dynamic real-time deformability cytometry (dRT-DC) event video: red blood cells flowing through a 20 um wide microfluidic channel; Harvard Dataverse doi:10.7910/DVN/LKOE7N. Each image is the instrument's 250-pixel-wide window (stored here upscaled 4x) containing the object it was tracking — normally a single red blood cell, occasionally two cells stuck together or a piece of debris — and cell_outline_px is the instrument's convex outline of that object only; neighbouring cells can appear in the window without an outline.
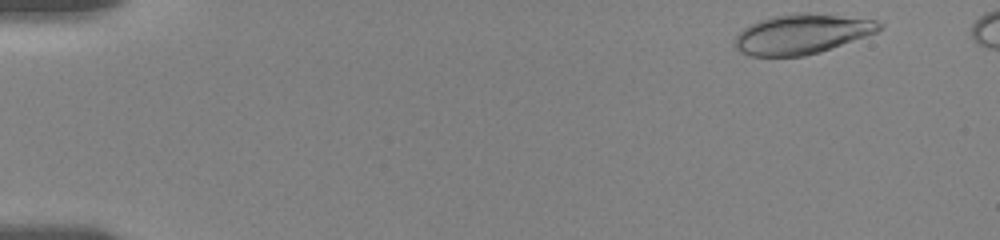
{"species": "human", "species_latin": "Homo sapiens", "temperature_condition": "room temperature", "stored_images_in_passage": 20, "camera_frame_rate_fps": 3000, "um_per_image_px": 0.085, "donor": {"sex": "female"}, "frame": {"image": 1, "passage_image": 1, "time_ms": 0.0, "image_size_px": [1000, 240], "cell_outline_px": [[884, 28], [876, 32], [820, 52], [804, 56], [748, 56], [736, 48], [732, 44], [736, 36], [744, 28], [760, 20], [776, 16], [800, 12], [876, 20], [884, 24]], "centroid_in_image_um": [68.14, 2.91], "position_along_channel_um": 16.9, "area_um2": 33.12}}
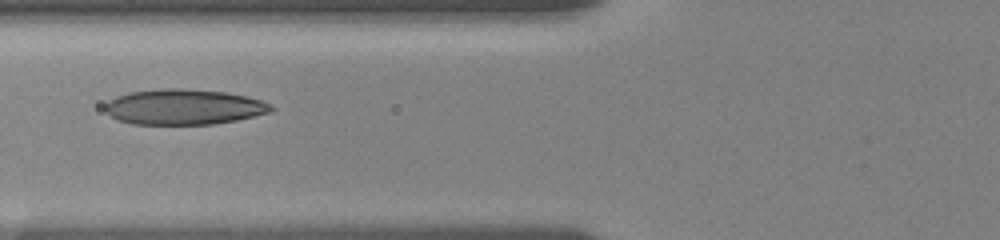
{"frame": {"image": 2, "passage_image": 17, "time_ms": 5.333, "image_size_px": [1000, 240], "cell_outline_px": [[276, 108], [268, 112], [236, 120], [212, 124], [132, 124], [120, 120], [112, 116], [104, 108], [104, 104], [108, 100], [116, 96], [132, 92], [164, 88], [180, 88], [224, 92], [244, 96], [260, 100]], "centroid_in_image_um": [15.58, 9.09], "position_along_channel_um": 110.2, "area_um2": 33.87}}
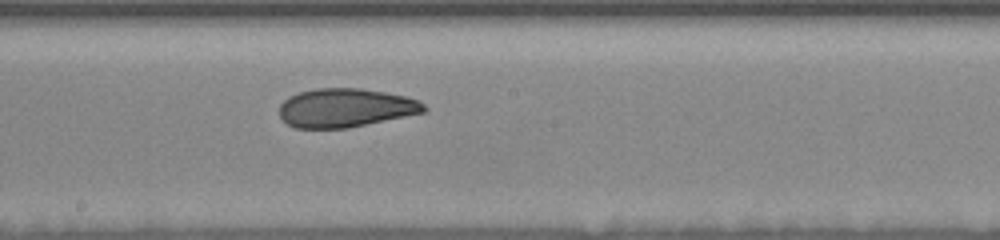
{"frame": {"image": 3, "passage_image": 20, "time_ms": 6.333, "image_size_px": [1000, 240], "cell_outline_px": [[428, 108], [424, 112], [348, 128], [296, 128], [288, 124], [280, 116], [280, 104], [288, 96], [300, 92], [316, 88], [360, 88], [384, 92], [404, 96], [416, 100], [424, 104]], "centroid_in_image_um": [29.34, 9.16], "position_along_channel_um": 218.9, "area_um2": 32.43}}